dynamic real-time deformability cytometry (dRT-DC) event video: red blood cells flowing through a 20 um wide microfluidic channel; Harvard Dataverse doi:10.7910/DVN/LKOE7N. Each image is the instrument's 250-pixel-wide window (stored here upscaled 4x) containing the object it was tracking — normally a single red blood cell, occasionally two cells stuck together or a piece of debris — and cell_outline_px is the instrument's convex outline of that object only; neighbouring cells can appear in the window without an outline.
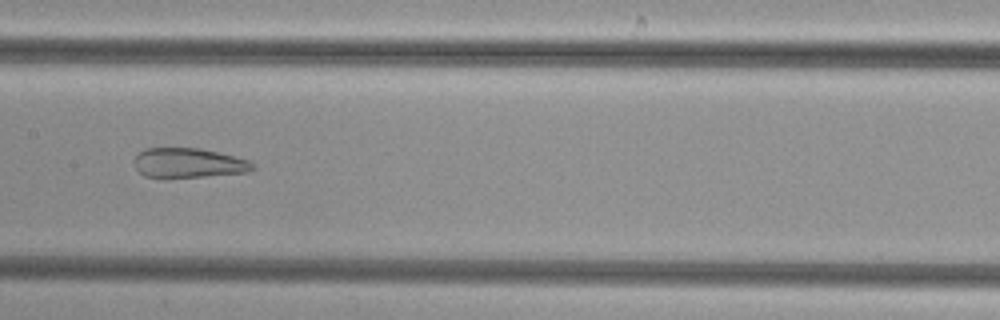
{"species": "common noctule bat (a hibernating species)", "species_latin": "Nyctalus noctula", "temperature_condition": "cold", "stored_images_in_passage": 39, "camera_frame_rate_fps": 3000, "um_per_image_px": 0.085, "animal": {"sex": "female", "body_mass_g": 29.2, "forearm_length_mm": 56.3}, "frame": {"image": 1, "passage_image": 17, "time_ms": 5.333, "image_size_px": [1000, 320], "cell_outline_px": [[256, 168], [248, 172], [204, 176], [144, 176], [132, 164], [136, 156], [144, 148], [200, 148], [248, 160], [256, 164]], "centroid_in_image_um": [16.04, 13.83], "position_along_channel_um": 191.4, "area_um2": 20.11}}
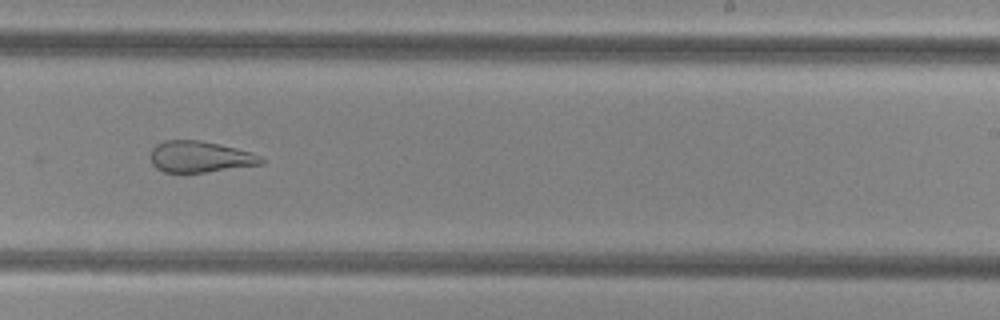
{"frame": {"image": 2, "passage_image": 23, "time_ms": 7.333, "image_size_px": [1000, 320], "cell_outline_px": [[268, 160], [264, 164], [204, 172], [164, 172], [156, 168], [152, 164], [152, 148], [156, 144], [164, 140], [200, 140], [236, 148], [252, 152]], "centroid_in_image_um": [17.04, 13.32], "position_along_channel_um": 272.0, "area_um2": 20.17}}
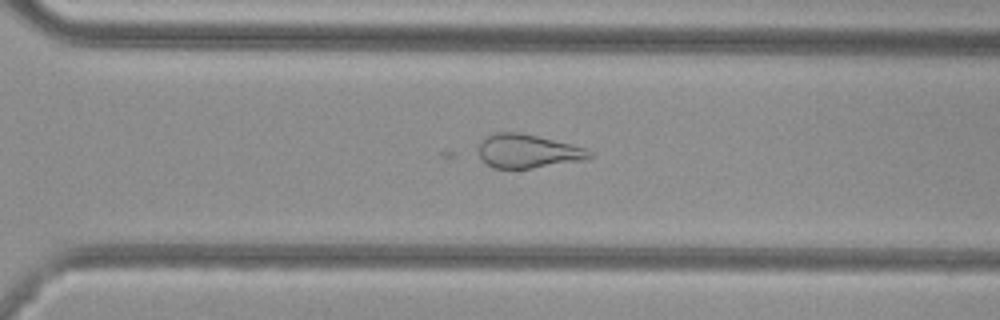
{"frame": {"image": 3, "passage_image": 27, "time_ms": 8.667, "image_size_px": [1000, 320], "cell_outline_px": [[592, 156], [588, 160], [532, 168], [492, 168], [484, 164], [480, 160], [480, 140], [484, 136], [496, 132], [520, 132], [572, 144], [584, 148], [592, 152]], "centroid_in_image_um": [44.85, 12.85], "position_along_channel_um": 325.7, "area_um2": 22.08}}